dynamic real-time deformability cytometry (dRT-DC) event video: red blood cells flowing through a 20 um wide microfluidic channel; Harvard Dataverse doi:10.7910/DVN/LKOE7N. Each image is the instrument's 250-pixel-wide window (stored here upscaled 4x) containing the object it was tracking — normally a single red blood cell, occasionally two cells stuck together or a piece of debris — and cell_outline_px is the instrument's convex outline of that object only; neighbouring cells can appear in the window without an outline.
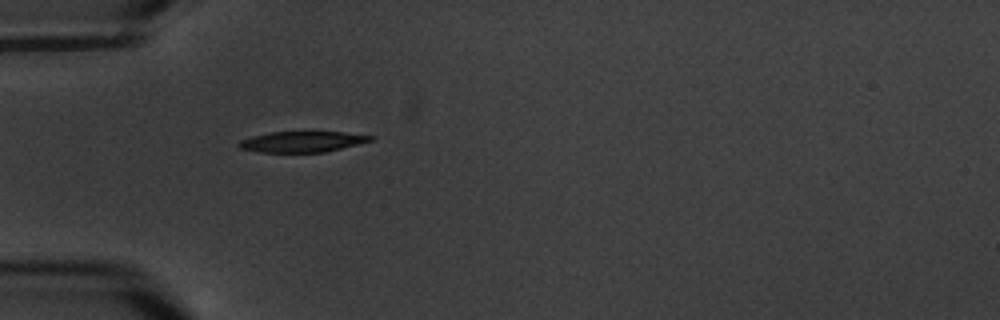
{"species": "common noctule bat (a hibernating species)", "species_latin": "Nyctalus noctula", "temperature_condition": "warm", "stored_images_in_passage": 1, "camera_frame_rate_fps": 3000, "um_per_image_px": 0.085, "animal": {"sex": "male", "body_mass_g": 20.1, "forearm_length_mm": 53.5}, "frame": {"image": 1, "passage_image": 1, "time_ms": 0.0, "image_size_px": [1000, 320], "cell_outline_px": [[376, 136], [372, 140], [324, 152], [260, 152], [240, 148], [236, 144], [240, 140], [252, 136], [272, 132], [344, 132]], "centroid_in_image_um": [25.66, 12.04], "position_along_channel_um": 59.3, "area_um2": 15.72}}